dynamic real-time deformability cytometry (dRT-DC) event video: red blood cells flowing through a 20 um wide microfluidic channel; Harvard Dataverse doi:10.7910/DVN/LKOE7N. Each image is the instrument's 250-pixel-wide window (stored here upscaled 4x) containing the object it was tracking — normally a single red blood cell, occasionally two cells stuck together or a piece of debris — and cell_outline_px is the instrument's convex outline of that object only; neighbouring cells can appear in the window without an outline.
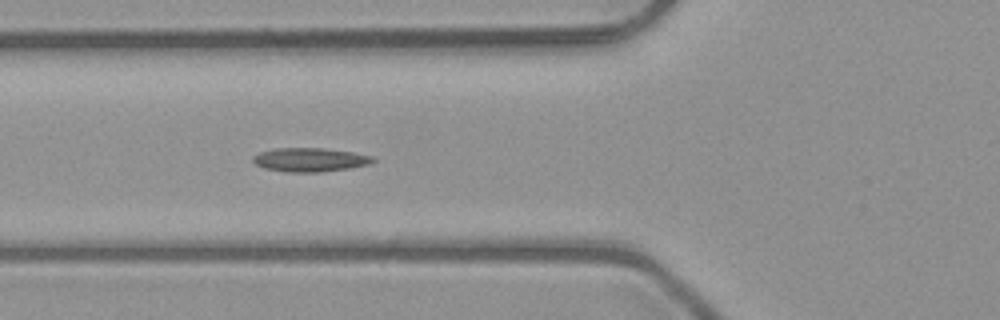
{"species": "common noctule bat (a hibernating species)", "species_latin": "Nyctalus noctula", "temperature_condition": "room temperature", "stored_images_in_passage": 5, "segment_of_instrument_passage": [1, 2], "camera_frame_rate_fps": 3000, "um_per_image_px": 0.085, "animal": {"sex": "male", "body_mass_g": 23.1, "forearm_length_mm": 52.7}, "frame": {"image": 1, "passage_image": 4, "time_ms": 1.0, "image_size_px": [1000, 320], "cell_outline_px": [[376, 160], [372, 164], [348, 168], [320, 172], [284, 172], [264, 168], [256, 164], [252, 160], [252, 156], [260, 152], [272, 148], [324, 148], [352, 152], [372, 156]], "centroid_in_image_um": [26.33, 13.58], "position_along_channel_um": 99.5, "area_um2": 16.76}}